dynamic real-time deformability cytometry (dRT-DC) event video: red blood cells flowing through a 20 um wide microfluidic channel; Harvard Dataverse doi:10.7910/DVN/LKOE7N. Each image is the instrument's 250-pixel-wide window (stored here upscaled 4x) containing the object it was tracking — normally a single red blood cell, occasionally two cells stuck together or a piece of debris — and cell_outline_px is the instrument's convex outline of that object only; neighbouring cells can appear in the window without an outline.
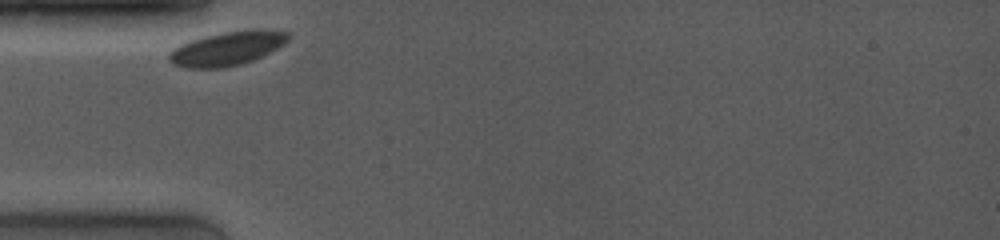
{"species": "common noctule bat (a hibernating species)", "species_latin": "Nyctalus noctula", "temperature_condition": "room temperature", "stored_images_in_passage": 27, "camera_frame_rate_fps": 4000, "um_per_image_px": 0.085, "animal": {"sex": "female", "body_mass_g": 19.0, "forearm_length_mm": 53.3}, "frame": {"image": 1, "passage_image": 1, "time_ms": 0.0, "image_size_px": [1000, 240], "cell_outline_px": [[292, 36], [284, 44], [252, 60], [240, 64], [220, 68], [188, 68], [176, 64], [168, 60], [168, 52], [180, 44], [204, 36], [224, 32], [252, 28], [260, 28], [288, 32]], "centroid_in_image_um": [19.32, 4.09], "position_along_channel_um": 65.7, "area_um2": 23.52}}
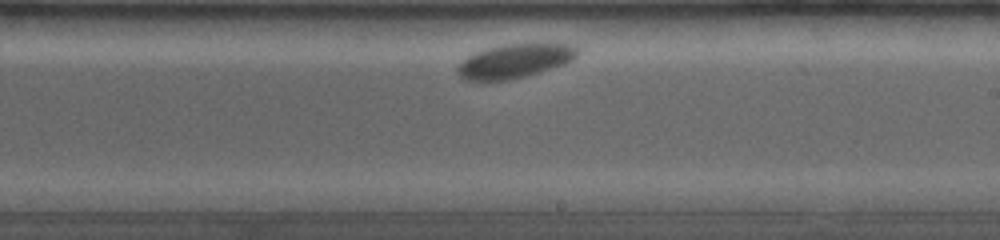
{"frame": {"image": 2, "passage_image": 16, "time_ms": 5.25, "image_size_px": [1000, 240], "cell_outline_px": [[580, 52], [572, 60], [564, 64], [540, 72], [512, 80], [464, 80], [460, 76], [456, 68], [456, 64], [468, 56], [484, 48], [500, 44], [572, 44]], "centroid_in_image_um": [43.72, 5.18], "position_along_channel_um": 245.3, "area_um2": 23.87}}
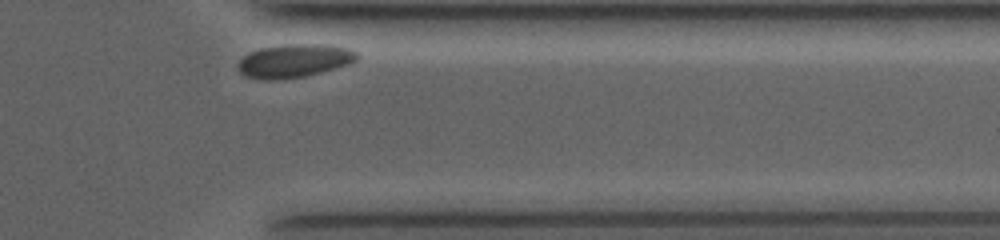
{"frame": {"image": 3, "passage_image": 27, "time_ms": 9.25, "image_size_px": [1000, 240], "cell_outline_px": [[360, 56], [356, 60], [348, 64], [320, 72], [304, 76], [276, 80], [264, 80], [244, 76], [240, 72], [236, 64], [248, 52], [260, 48], [284, 44], [328, 44], [348, 48], [356, 52]], "centroid_in_image_um": [24.98, 5.16], "position_along_channel_um": 386.4, "area_um2": 23.24}}